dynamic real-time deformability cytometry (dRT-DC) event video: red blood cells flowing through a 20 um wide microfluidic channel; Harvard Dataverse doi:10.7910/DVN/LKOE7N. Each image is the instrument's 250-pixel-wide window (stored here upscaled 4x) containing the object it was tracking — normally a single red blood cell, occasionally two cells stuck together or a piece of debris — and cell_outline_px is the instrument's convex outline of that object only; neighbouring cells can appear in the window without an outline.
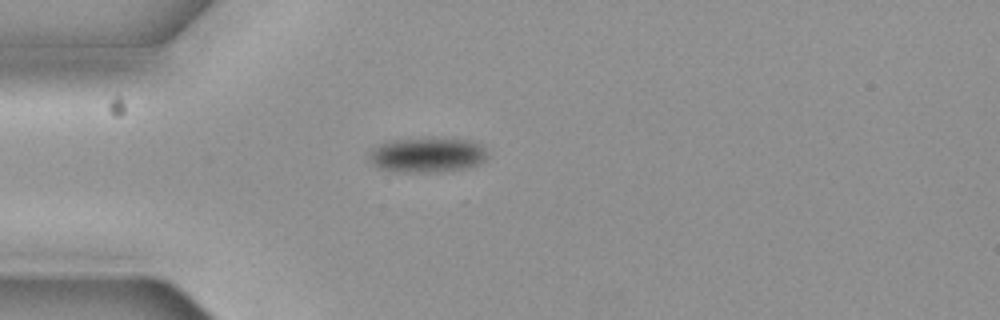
{"species": "common noctule bat (a hibernating species)", "species_latin": "Nyctalus noctula", "temperature_condition": "cold", "stored_images_in_passage": 4, "camera_frame_rate_fps": 3000, "um_per_image_px": 0.085, "animal": {"sex": "female", "body_mass_g": 19.3, "forearm_length_mm": 54.1}, "frame": {"image": 1, "passage_image": 4, "time_ms": 1.0, "image_size_px": [1000, 320], "cell_outline_px": [[488, 160], [480, 164], [468, 168], [440, 172], [396, 172], [380, 168], [372, 164], [368, 156], [372, 148], [380, 144], [396, 140], [472, 140], [480, 144], [488, 152]], "centroid_in_image_um": [36.36, 13.22], "position_along_channel_um": 48.6, "area_um2": 23.81}}